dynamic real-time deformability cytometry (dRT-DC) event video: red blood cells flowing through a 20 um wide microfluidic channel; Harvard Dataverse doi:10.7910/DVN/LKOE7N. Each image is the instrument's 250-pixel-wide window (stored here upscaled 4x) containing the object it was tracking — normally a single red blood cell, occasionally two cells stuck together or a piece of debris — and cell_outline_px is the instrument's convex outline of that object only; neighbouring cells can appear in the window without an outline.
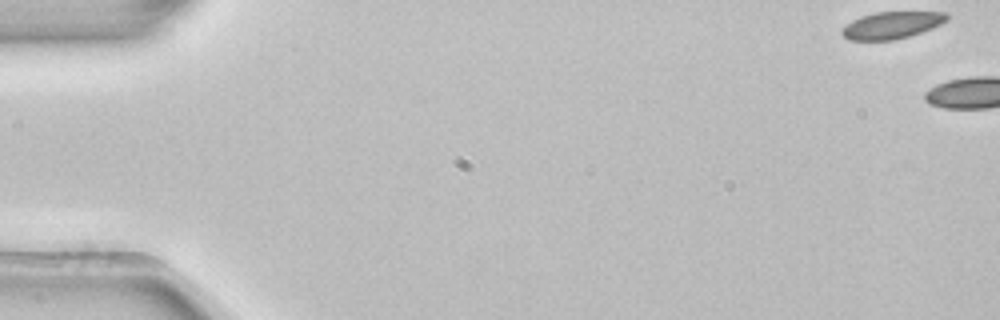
{"species": "common noctule bat (a hibernating species)", "species_latin": "Nyctalus noctula", "temperature_condition": "room temperature", "stored_images_in_passage": 5, "camera_frame_rate_fps": 3000, "um_per_image_px": 0.085, "animal": {"sex": "female", "body_mass_g": 22.7, "forearm_length_mm": 54.2}, "frame": {"image": 1, "passage_image": 1, "time_ms": 0.0, "image_size_px": [1000, 320], "cell_outline_px": [[948, 20], [932, 28], [908, 36], [892, 40], [848, 40], [840, 32], [840, 28], [852, 20], [860, 16], [876, 12], [948, 12]], "centroid_in_image_um": [75.76, 2.13], "position_along_channel_um": 9.2, "area_um2": 16.53}}
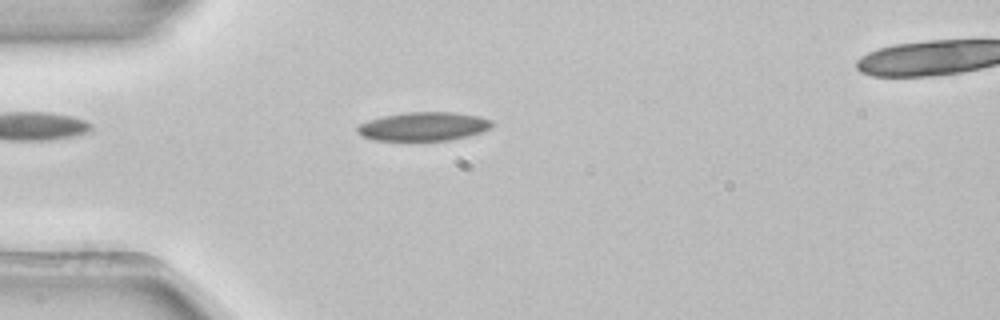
{"frame": {"image": 2, "passage_image": 4, "time_ms": 1.0, "image_size_px": [1000, 320], "cell_outline_px": [[492, 124], [488, 128], [480, 132], [468, 136], [452, 140], [408, 144], [372, 140], [360, 136], [356, 132], [356, 128], [360, 124], [368, 120], [384, 116], [408, 112], [456, 112], [480, 116], [492, 120]], "centroid_in_image_um": [35.92, 10.81], "position_along_channel_um": 49.1, "area_um2": 23.7}}